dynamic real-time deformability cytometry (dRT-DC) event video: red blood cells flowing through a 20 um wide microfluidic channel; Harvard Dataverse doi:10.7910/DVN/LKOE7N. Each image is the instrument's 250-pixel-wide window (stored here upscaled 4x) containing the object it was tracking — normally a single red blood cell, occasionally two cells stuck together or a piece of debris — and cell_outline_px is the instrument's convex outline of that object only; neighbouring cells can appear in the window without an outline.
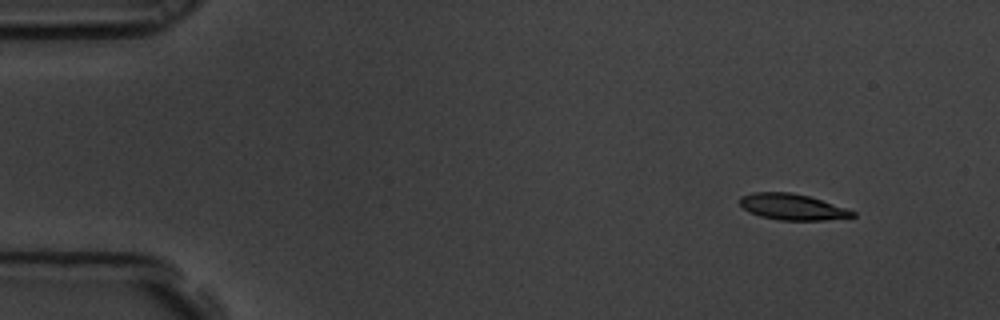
{"species": "common noctule bat (a hibernating species)", "species_latin": "Nyctalus noctula", "temperature_condition": "room temperature", "stored_images_in_passage": 5, "camera_frame_rate_fps": 3000, "um_per_image_px": 0.085, "animal": {"sex": "male", "body_mass_g": 19.5, "forearm_length_mm": 54.6}, "frame": {"image": 1, "passage_image": 1, "time_ms": 0.0, "image_size_px": [1000, 320], "cell_outline_px": [[856, 216], [824, 220], [780, 220], [760, 216], [748, 212], [740, 204], [740, 196], [752, 192], [792, 192], [808, 196], [856, 212]], "centroid_in_image_um": [67.29, 17.58], "position_along_channel_um": 17.7, "area_um2": 16.94}}
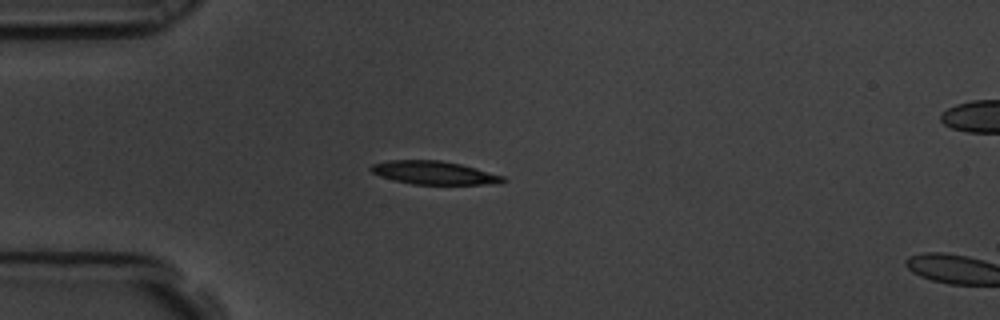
{"frame": {"image": 2, "passage_image": 4, "time_ms": 1.0, "image_size_px": [1000, 320], "cell_outline_px": [[508, 180], [500, 184], [412, 184], [380, 176], [372, 172], [368, 168], [372, 164], [388, 160], [440, 160], [460, 164], [476, 168], [504, 176]], "centroid_in_image_um": [36.92, 14.68], "position_along_channel_um": 48.1, "area_um2": 17.92}}